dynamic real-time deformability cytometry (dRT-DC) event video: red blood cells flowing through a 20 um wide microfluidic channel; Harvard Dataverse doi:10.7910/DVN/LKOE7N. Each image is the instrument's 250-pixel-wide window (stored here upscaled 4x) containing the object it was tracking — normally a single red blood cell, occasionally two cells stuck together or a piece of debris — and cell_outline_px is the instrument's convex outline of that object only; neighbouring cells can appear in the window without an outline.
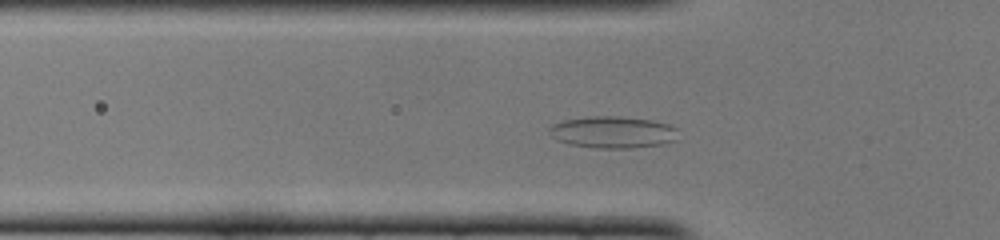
{"species": "common noctule bat (a hibernating species)", "species_latin": "Nyctalus noctula", "temperature_condition": "cold", "stored_images_in_passage": 44, "camera_frame_rate_fps": 3000, "um_per_image_px": 0.085, "animal": {"sex": "female", "body_mass_g": 22.0, "forearm_length_mm": 56.7}, "frame": {"image": 1, "passage_image": 10, "time_ms": 3.0, "image_size_px": [1000, 240], "cell_outline_px": [[676, 140], [664, 144], [632, 148], [596, 148], [568, 144], [552, 136], [548, 132], [548, 128], [552, 124], [564, 120], [592, 116], [616, 116], [652, 120], [668, 124], [676, 128]], "centroid_in_image_um": [52.08, 11.24], "position_along_channel_um": 73.7, "area_um2": 23.87}}
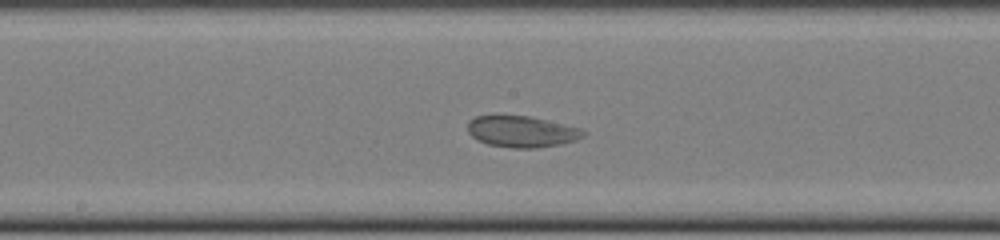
{"frame": {"image": 2, "passage_image": 20, "time_ms": 6.333, "image_size_px": [1000, 240], "cell_outline_px": [[584, 136], [576, 140], [560, 144], [536, 148], [512, 148], [488, 144], [476, 140], [468, 132], [468, 120], [476, 116], [528, 116], [580, 128], [584, 132]], "centroid_in_image_um": [44.31, 11.19], "position_along_channel_um": 203.9, "area_um2": 20.87}}
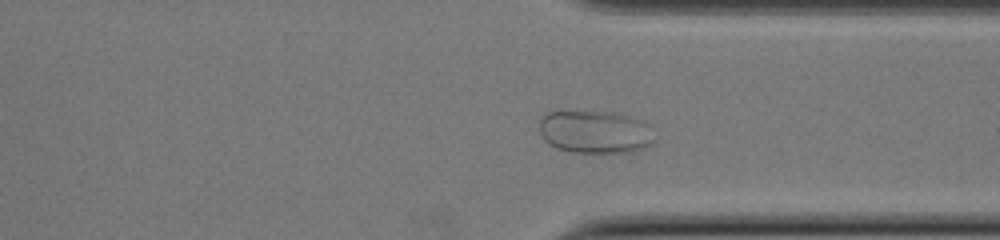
{"frame": {"image": 3, "passage_image": 32, "time_ms": 10.333, "image_size_px": [1000, 240], "cell_outline_px": [[652, 140], [644, 148], [628, 152], [572, 152], [556, 148], [548, 144], [544, 140], [540, 132], [540, 120], [548, 112], [616, 112], [632, 116], [644, 120], [648, 124]], "centroid_in_image_um": [50.56, 11.21], "position_along_channel_um": 360.8, "area_um2": 28.5}}